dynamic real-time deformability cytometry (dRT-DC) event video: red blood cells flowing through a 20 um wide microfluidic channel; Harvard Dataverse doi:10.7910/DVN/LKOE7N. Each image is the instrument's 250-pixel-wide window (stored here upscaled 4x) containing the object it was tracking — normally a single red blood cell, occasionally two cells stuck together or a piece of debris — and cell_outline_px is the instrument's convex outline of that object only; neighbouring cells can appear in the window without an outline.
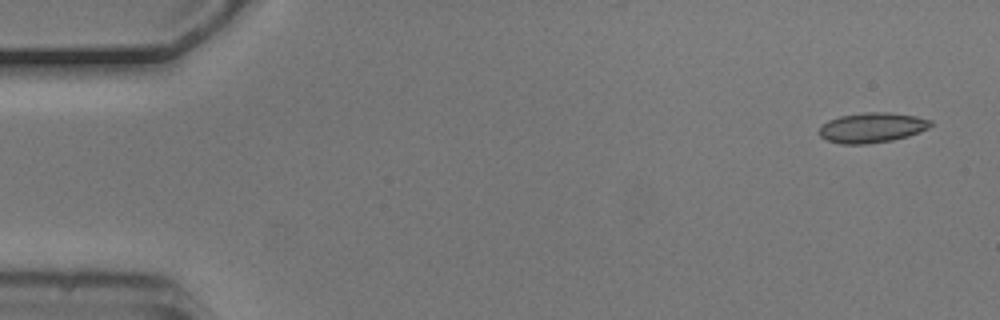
{"species": "common noctule bat (a hibernating species)", "species_latin": "Nyctalus noctula", "temperature_condition": "cold", "stored_images_in_passage": 6, "camera_frame_rate_fps": 3000, "um_per_image_px": 0.085, "animal": {"sex": "male", "body_mass_g": 20.5, "forearm_length_mm": 52.5}, "frame": {"image": 1, "passage_image": 1, "time_ms": 0.0, "image_size_px": [1000, 320], "cell_outline_px": [[932, 124], [928, 128], [920, 132], [908, 136], [892, 140], [868, 144], [840, 144], [828, 140], [820, 136], [816, 132], [828, 120], [840, 116], [864, 112], [888, 112], [916, 116], [932, 120]], "centroid_in_image_um": [74.12, 10.85], "position_along_channel_um": 10.9, "area_um2": 19.59}}
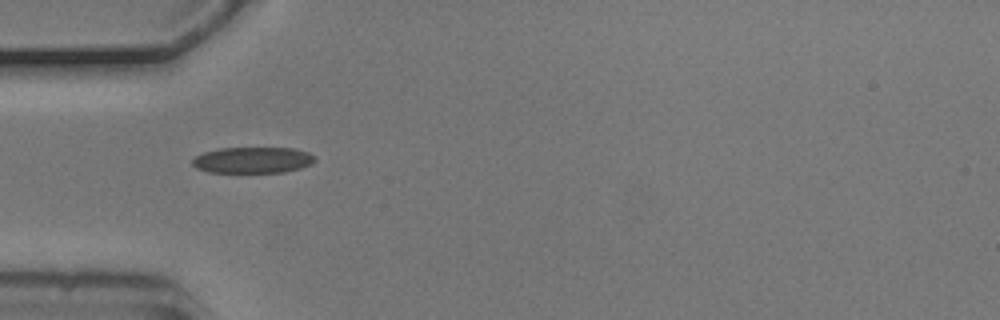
{"frame": {"image": 2, "passage_image": 5, "time_ms": 1.333, "image_size_px": [1000, 320], "cell_outline_px": [[316, 160], [312, 164], [300, 168], [284, 172], [208, 172], [196, 168], [192, 164], [192, 160], [196, 156], [204, 152], [220, 148], [292, 148], [308, 152], [316, 156]], "centroid_in_image_um": [21.5, 13.6], "position_along_channel_um": 63.5, "area_um2": 18.67}}